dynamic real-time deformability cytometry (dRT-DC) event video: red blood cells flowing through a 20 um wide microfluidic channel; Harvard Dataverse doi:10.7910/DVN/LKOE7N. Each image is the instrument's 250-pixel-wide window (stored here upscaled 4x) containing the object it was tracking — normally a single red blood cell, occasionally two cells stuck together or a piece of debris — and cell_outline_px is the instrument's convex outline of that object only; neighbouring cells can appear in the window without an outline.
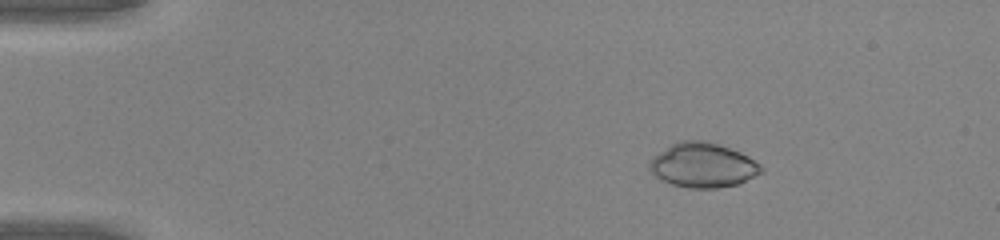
{"species": "common noctule bat (a hibernating species)", "species_latin": "Nyctalus noctula", "temperature_condition": "warm", "stored_images_in_passage": 43, "camera_frame_rate_fps": 3000, "um_per_image_px": 0.085, "animal": {"sex": "male", "body_mass_g": 20.0, "forearm_length_mm": 53.3}, "frame": {"image": 1, "passage_image": 2, "time_ms": 0.333, "image_size_px": [1000, 240], "cell_outline_px": [[764, 172], [740, 184], [716, 188], [688, 188], [672, 184], [656, 176], [648, 168], [648, 164], [652, 156], [672, 144], [680, 140], [708, 140], [740, 152], [748, 156], [760, 164], [764, 168]], "centroid_in_image_um": [59.77, 14.04], "position_along_channel_um": 25.2, "area_um2": 29.25}}
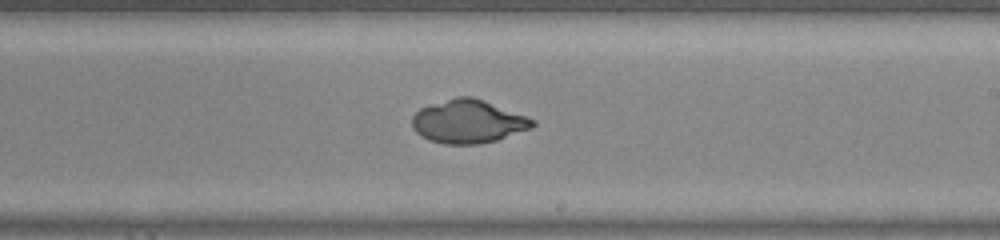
{"frame": {"image": 2, "passage_image": 24, "time_ms": 7.667, "image_size_px": [1000, 240], "cell_outline_px": [[536, 124], [532, 128], [496, 140], [480, 144], [444, 144], [428, 140], [416, 132], [412, 128], [412, 116], [420, 108], [456, 96], [472, 96], [536, 120]], "centroid_in_image_um": [39.77, 10.33], "position_along_channel_um": 249.2, "area_um2": 30.29}}
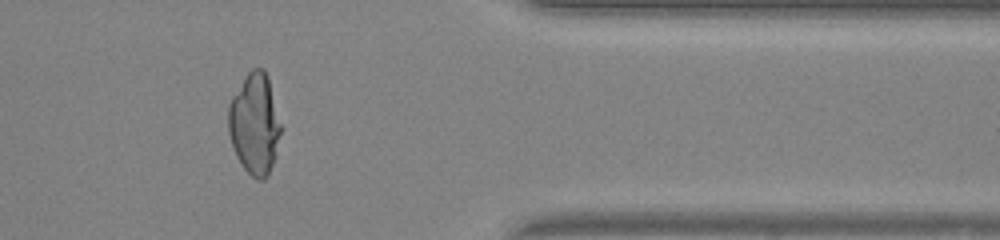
{"frame": {"image": 3, "passage_image": 35, "time_ms": 11.333, "image_size_px": [1000, 240], "cell_outline_px": [[284, 128], [276, 156], [268, 176], [264, 180], [256, 180], [244, 168], [236, 156], [228, 132], [228, 104], [232, 96], [248, 72], [252, 68], [264, 68], [268, 76]], "centroid_in_image_um": [21.69, 10.53], "position_along_channel_um": 389.7, "area_um2": 31.73}}